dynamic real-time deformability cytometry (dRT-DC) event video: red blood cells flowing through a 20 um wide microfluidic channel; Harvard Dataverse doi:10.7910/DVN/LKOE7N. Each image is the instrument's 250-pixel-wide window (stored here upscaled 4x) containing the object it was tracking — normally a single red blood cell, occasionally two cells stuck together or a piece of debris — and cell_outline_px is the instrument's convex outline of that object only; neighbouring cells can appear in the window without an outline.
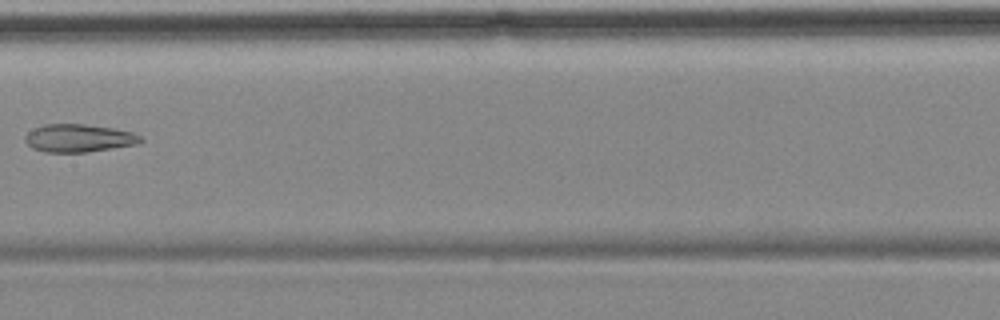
{"species": "common noctule bat (a hibernating species)", "species_latin": "Nyctalus noctula", "temperature_condition": "cold", "stored_images_in_passage": 14, "camera_frame_rate_fps": 3000, "um_per_image_px": 0.085, "animal": {"sex": "female", "body_mass_g": 18.4}, "frame": {"image": 1, "passage_image": 7, "time_ms": 8.0, "image_size_px": [1000, 320], "cell_outline_px": [[144, 140], [136, 144], [88, 152], [44, 152], [32, 148], [24, 140], [24, 136], [28, 132], [44, 124], [84, 124], [112, 128], [132, 132], [140, 136]], "centroid_in_image_um": [6.67, 11.74], "position_along_channel_um": 200.7, "area_um2": 18.67}}
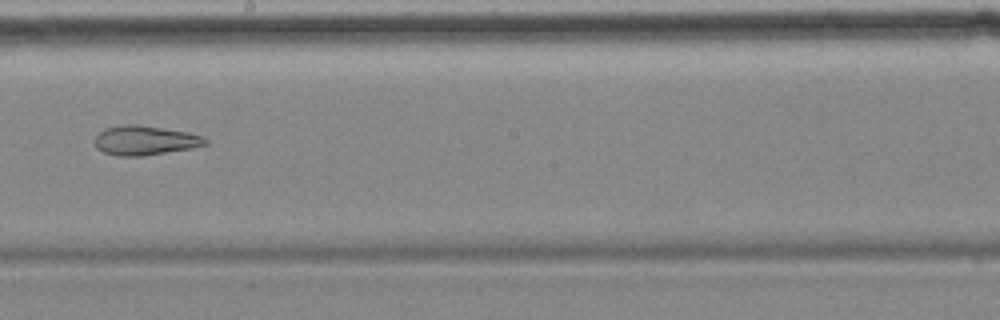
{"frame": {"image": 2, "passage_image": 8, "time_ms": 9.0, "image_size_px": [1000, 320], "cell_outline_px": [[208, 144], [192, 148], [144, 156], [116, 156], [104, 152], [96, 148], [96, 136], [104, 128], [120, 124], [136, 124], [164, 128], [188, 132], [204, 136], [208, 140]], "centroid_in_image_um": [12.34, 11.93], "position_along_channel_um": 235.9, "area_um2": 19.13}, "authors_computed_cell_mechanics": {"area_um2": 23.7558, "velocity_mm_per_s": 3.5329, "shape_relaxation_time_tau1_ms": null, "shape_relaxation_time_tau2_ms": 4.7985, "deformation_change_tau1": null, "deformation_change_tau2": 0.1417}}